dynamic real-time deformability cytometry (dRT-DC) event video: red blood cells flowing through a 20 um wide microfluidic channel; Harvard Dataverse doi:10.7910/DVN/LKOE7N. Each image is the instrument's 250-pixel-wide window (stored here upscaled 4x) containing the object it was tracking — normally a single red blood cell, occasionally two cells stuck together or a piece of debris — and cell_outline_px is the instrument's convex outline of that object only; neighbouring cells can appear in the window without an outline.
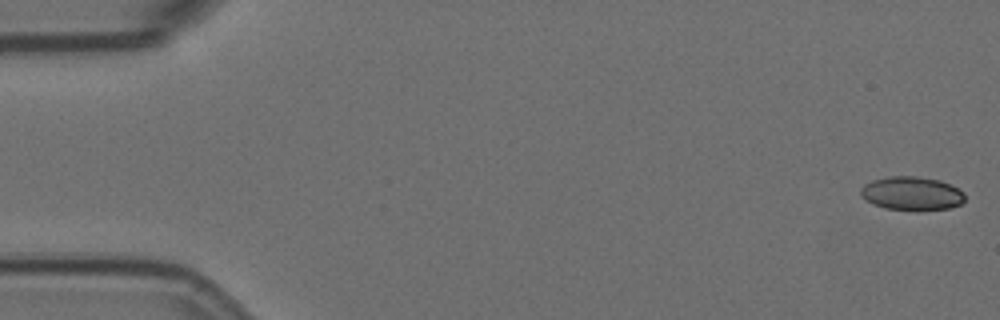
{"species": "Egyptian fruit bat (a non-hibernating species)", "species_latin": "Rousettus aegyptiacus", "temperature_condition": "room temperature", "stored_images_in_passage": 5, "camera_frame_rate_fps": 3000, "um_per_image_px": 0.085, "animal": {"sex": "female"}, "frame": {"image": 1, "passage_image": 1, "time_ms": 0.0, "image_size_px": [1000, 320], "cell_outline_px": [[964, 200], [960, 204], [948, 208], [884, 208], [872, 204], [864, 200], [860, 196], [860, 188], [864, 184], [872, 180], [888, 176], [916, 176], [940, 180], [964, 192]], "centroid_in_image_um": [77.42, 16.4], "position_along_channel_um": 7.6, "area_um2": 19.94}}
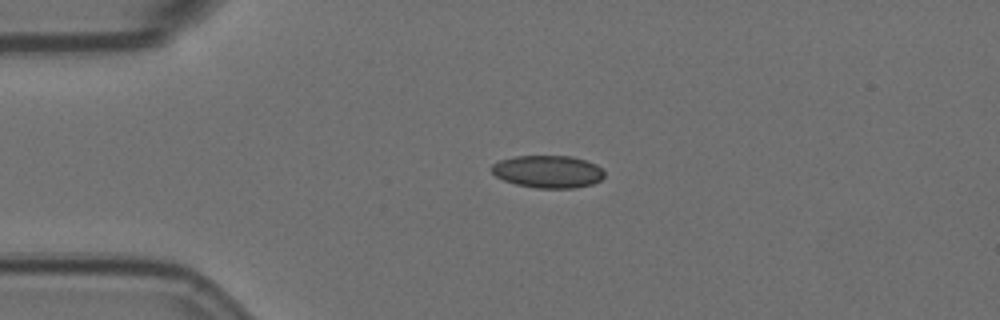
{"frame": {"image": 2, "passage_image": 4, "time_ms": 1.0, "image_size_px": [1000, 320], "cell_outline_px": [[604, 176], [600, 180], [592, 184], [576, 188], [536, 188], [516, 184], [504, 180], [496, 176], [492, 172], [492, 164], [500, 160], [516, 156], [572, 156], [596, 164], [604, 172]], "centroid_in_image_um": [46.58, 14.59], "position_along_channel_um": 38.4, "area_um2": 21.27}}